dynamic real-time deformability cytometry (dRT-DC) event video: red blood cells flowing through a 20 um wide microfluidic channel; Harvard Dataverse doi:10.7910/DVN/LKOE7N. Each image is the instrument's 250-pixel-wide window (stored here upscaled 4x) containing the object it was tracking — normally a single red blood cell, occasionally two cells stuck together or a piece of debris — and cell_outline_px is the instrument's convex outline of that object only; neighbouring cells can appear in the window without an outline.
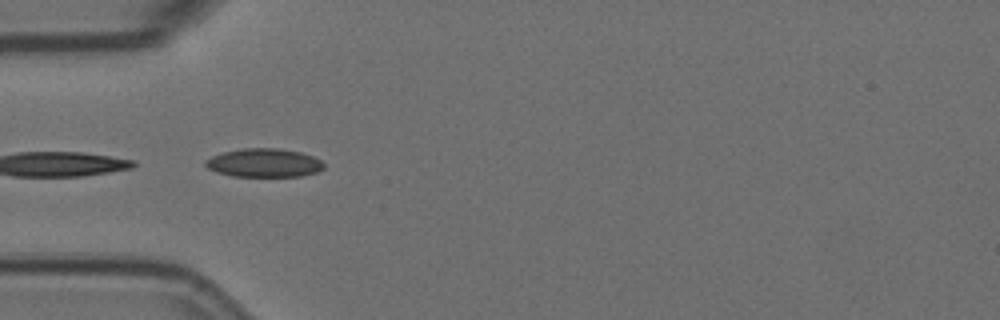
{"species": "Egyptian fruit bat (a non-hibernating species)", "species_latin": "Rousettus aegyptiacus", "temperature_condition": "room temperature", "stored_images_in_passage": 22, "segment_of_instrument_passage": [2, 2], "camera_frame_rate_fps": 3000, "um_per_image_px": 0.085, "animal": {"sex": "female"}, "frame": {"image": 1, "passage_image": 17, "time_ms": 5.333, "image_size_px": [1000, 320], "cell_outline_px": [[324, 168], [316, 172], [300, 176], [232, 176], [216, 172], [208, 168], [204, 164], [204, 160], [212, 156], [224, 152], [244, 148], [280, 148], [300, 152], [312, 156], [320, 160], [324, 164]], "centroid_in_image_um": [22.43, 13.84], "position_along_channel_um": 62.6, "area_um2": 19.65}}